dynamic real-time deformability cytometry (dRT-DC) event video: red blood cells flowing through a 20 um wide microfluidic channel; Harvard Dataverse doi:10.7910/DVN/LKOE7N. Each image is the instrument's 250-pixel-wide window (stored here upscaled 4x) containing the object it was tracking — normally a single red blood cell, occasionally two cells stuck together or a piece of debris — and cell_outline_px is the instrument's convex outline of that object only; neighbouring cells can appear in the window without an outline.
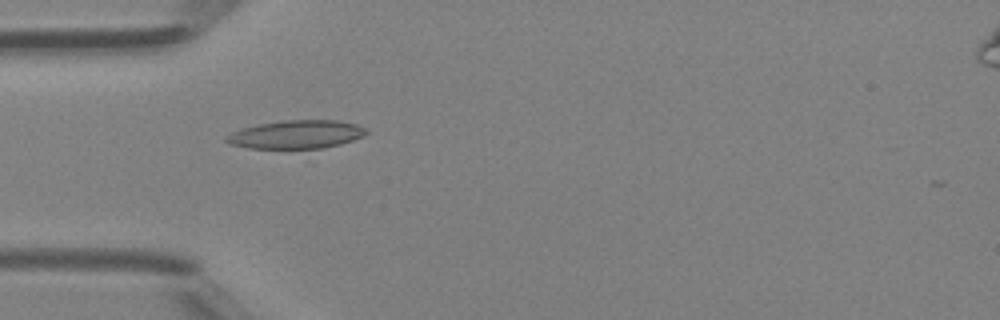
{"species": "Egyptian fruit bat (a non-hibernating species)", "species_latin": "Rousettus aegyptiacus", "temperature_condition": "room temperature", "stored_images_in_passage": 41, "camera_frame_rate_fps": 3000, "um_per_image_px": 0.085, "animal": {"sex": "female"}, "frame": {"image": 1, "passage_image": 8, "time_ms": 2.333, "image_size_px": [1000, 320], "cell_outline_px": [[368, 132], [364, 136], [340, 144], [320, 148], [248, 148], [232, 144], [224, 140], [224, 136], [240, 128], [260, 124], [284, 120], [336, 120], [356, 124], [364, 128]], "centroid_in_image_um": [25.16, 11.42], "position_along_channel_um": 59.8, "area_um2": 22.95}}
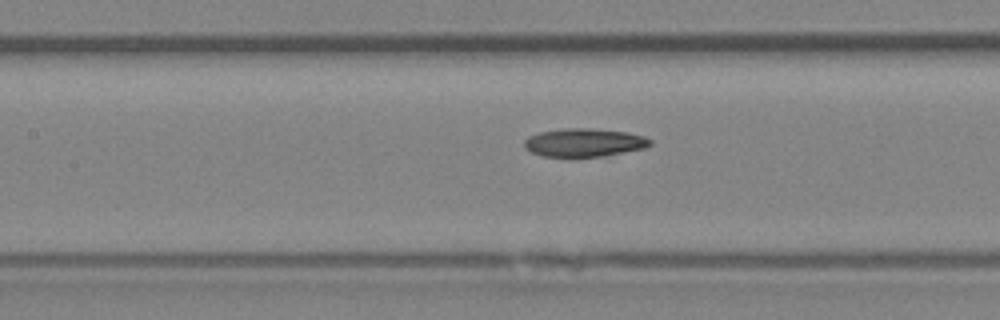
{"frame": {"image": 2, "passage_image": 15, "time_ms": 4.667, "image_size_px": [1000, 320], "cell_outline_px": [[652, 144], [644, 148], [604, 156], [544, 156], [532, 152], [524, 148], [524, 140], [528, 136], [540, 132], [564, 128], [588, 128], [628, 132], [644, 136], [652, 140]], "centroid_in_image_um": [49.66, 12.1], "position_along_channel_um": 157.7, "area_um2": 20.63}}
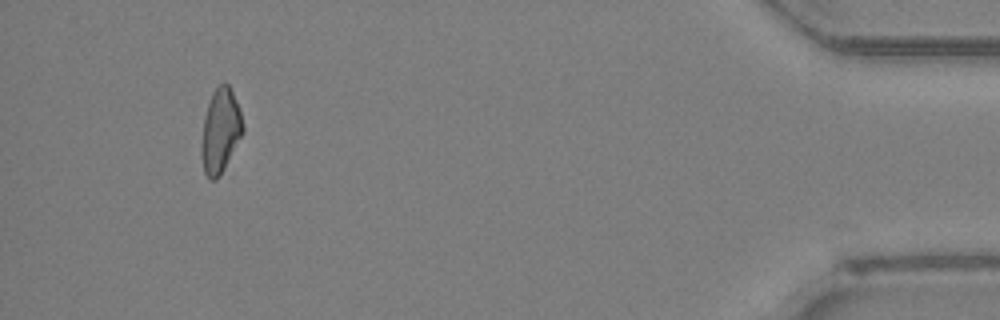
{"frame": {"image": 3, "passage_image": 38, "time_ms": 12.333, "image_size_px": [1000, 320], "cell_outline_px": [[244, 132], [216, 180], [208, 180], [204, 172], [200, 152], [200, 148], [204, 116], [212, 92], [224, 80], [228, 84], [232, 92], [240, 112], [244, 128]], "centroid_in_image_um": [18.7, 11.11], "position_along_channel_um": 416.5, "area_um2": 20.17}, "authors_computed_cell_mechanics": {"area_um2": 20.9814, "velocity_mm_per_s": 4.3085, "shape_relaxation_time_tau1_ms": 11.1646, "shape_relaxation_time_tau2_ms": null, "deformation_change_tau1": 0.2194, "deformation_change_tau2": null}}